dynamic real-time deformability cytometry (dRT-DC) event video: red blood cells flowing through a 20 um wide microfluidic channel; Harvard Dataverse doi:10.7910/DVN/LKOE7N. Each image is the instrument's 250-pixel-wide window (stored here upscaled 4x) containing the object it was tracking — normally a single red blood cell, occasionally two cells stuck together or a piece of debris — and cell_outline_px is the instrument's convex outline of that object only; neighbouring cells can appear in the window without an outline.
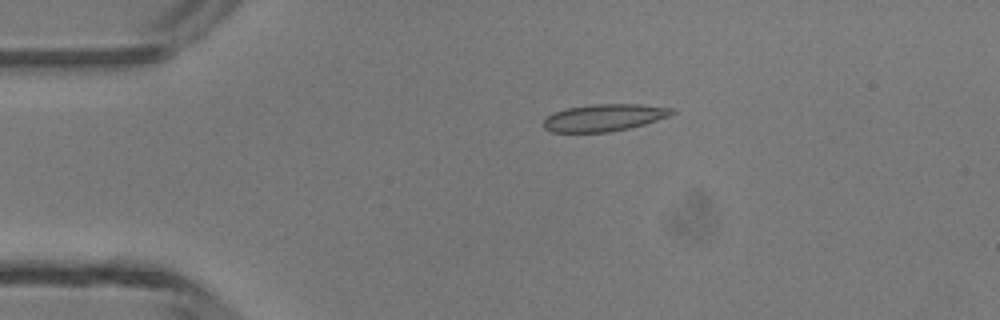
{"species": "common noctule bat (a hibernating species)", "species_latin": "Nyctalus noctula", "temperature_condition": "room temperature", "stored_images_in_passage": 3, "camera_frame_rate_fps": 3000, "um_per_image_px": 0.085, "animal": {"sex": "male", "body_mass_g": 13.3}, "frame": {"image": 1, "passage_image": 2, "time_ms": 1.333, "image_size_px": [1000, 320], "cell_outline_px": [[676, 112], [668, 116], [644, 124], [628, 128], [608, 132], [552, 132], [544, 128], [544, 120], [552, 112], [564, 108], [592, 104], [640, 104], [672, 108]], "centroid_in_image_um": [51.32, 9.99], "position_along_channel_um": 33.7, "area_um2": 20.23}}